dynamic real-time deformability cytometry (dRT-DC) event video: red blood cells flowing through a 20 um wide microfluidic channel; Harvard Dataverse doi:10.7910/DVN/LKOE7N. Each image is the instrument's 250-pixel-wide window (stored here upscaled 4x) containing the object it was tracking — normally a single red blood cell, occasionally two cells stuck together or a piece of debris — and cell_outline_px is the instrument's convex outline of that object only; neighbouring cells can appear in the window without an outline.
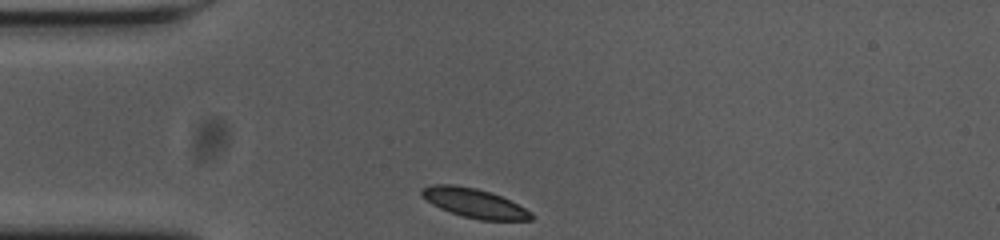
{"species": "common noctule bat (a hibernating species)", "species_latin": "Nyctalus noctula", "temperature_condition": "cold", "stored_images_in_passage": 32, "camera_frame_rate_fps": 3000, "um_per_image_px": 0.085, "animal": {"sex": "female", "body_mass_g": 23.0, "forearm_length_mm": 53.4}, "frame": {"image": 1, "passage_image": 1, "time_ms": 0.0, "image_size_px": [1000, 240], "cell_outline_px": [[532, 220], [480, 220], [464, 216], [440, 208], [432, 204], [420, 196], [420, 192], [424, 188], [432, 184], [452, 184], [476, 188], [500, 196], [532, 212]], "centroid_in_image_um": [40.28, 17.26], "position_along_channel_um": 44.7, "area_um2": 18.32}}
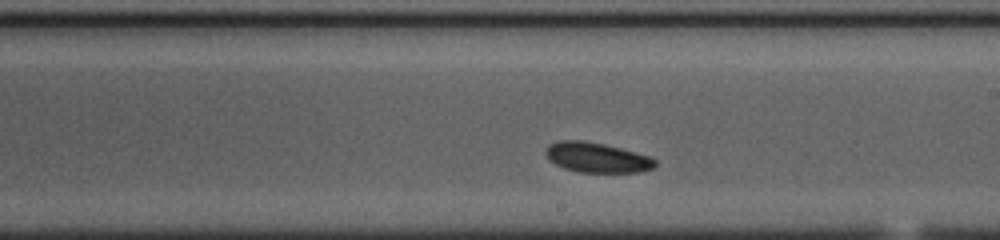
{"frame": {"image": 2, "passage_image": 19, "time_ms": 6.0, "image_size_px": [1000, 240], "cell_outline_px": [[656, 164], [652, 168], [640, 172], [576, 172], [564, 168], [548, 160], [544, 152], [552, 144], [560, 140], [584, 140], [604, 144], [620, 148], [648, 156], [656, 160]], "centroid_in_image_um": [50.71, 13.39], "position_along_channel_um": 238.3, "area_um2": 18.96}}
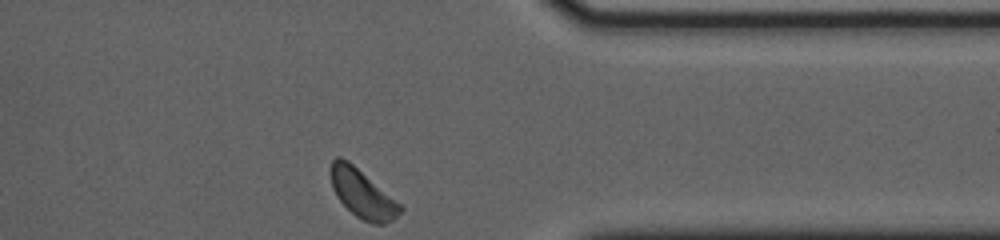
{"frame": {"image": 3, "passage_image": 32, "time_ms": 10.333, "image_size_px": [1000, 240], "cell_outline_px": [[404, 208], [392, 220], [384, 224], [372, 224], [356, 216], [340, 200], [332, 188], [332, 160], [336, 156], [340, 156], [348, 160], [400, 204]], "centroid_in_image_um": [30.81, 16.47], "position_along_channel_um": 380.6, "area_um2": 18.96}, "authors_computed_cell_mechanics": {"area_um2": 19.0451, "velocity_mm_per_s": 3.5494, "shape_relaxation_time_tau1_ms": null, "shape_relaxation_time_tau2_ms": 8.4995, "deformation_change_tau1": null, "deformation_change_tau2": 0.1244}}